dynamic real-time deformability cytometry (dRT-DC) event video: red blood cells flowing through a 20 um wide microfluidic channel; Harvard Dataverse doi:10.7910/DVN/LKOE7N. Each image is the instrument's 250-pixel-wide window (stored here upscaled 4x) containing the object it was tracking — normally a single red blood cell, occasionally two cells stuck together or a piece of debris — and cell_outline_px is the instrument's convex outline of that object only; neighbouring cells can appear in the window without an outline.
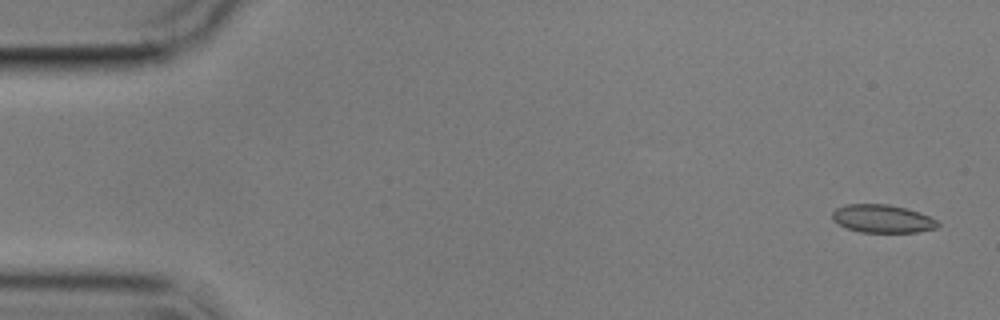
{"species": "common noctule bat (a hibernating species)", "species_latin": "Nyctalus noctula", "temperature_condition": "cold", "stored_images_in_passage": 5, "camera_frame_rate_fps": 3000, "um_per_image_px": 0.085, "animal": {"sex": "male", "body_mass_g": 17.9}, "frame": {"image": 1, "passage_image": 1, "time_ms": 0.0, "image_size_px": [1000, 320], "cell_outline_px": [[940, 224], [936, 228], [916, 232], [860, 232], [848, 228], [832, 220], [832, 212], [836, 208], [844, 204], [888, 204], [920, 212], [936, 220]], "centroid_in_image_um": [74.99, 18.58], "position_along_channel_um": 10.0, "area_um2": 17.17}}
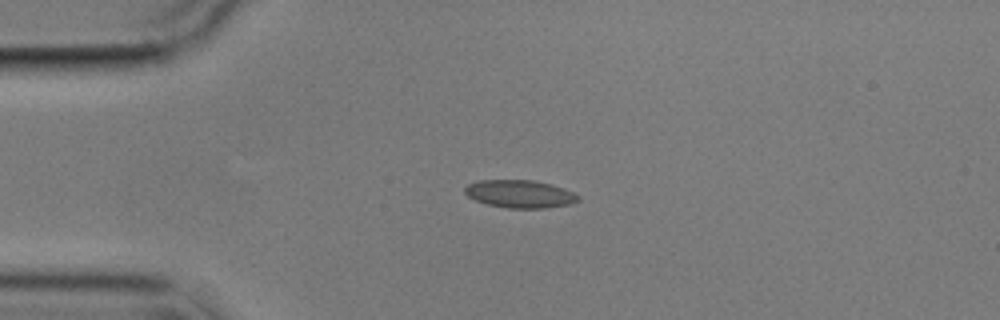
{"frame": {"image": 2, "passage_image": 4, "time_ms": 3.667, "image_size_px": [1000, 320], "cell_outline_px": [[580, 200], [572, 204], [544, 208], [508, 208], [488, 204], [476, 200], [468, 196], [464, 192], [464, 188], [468, 184], [480, 180], [532, 180], [552, 184], [564, 188], [580, 196]], "centroid_in_image_um": [44.22, 16.48], "position_along_channel_um": 40.8, "area_um2": 18.38}}